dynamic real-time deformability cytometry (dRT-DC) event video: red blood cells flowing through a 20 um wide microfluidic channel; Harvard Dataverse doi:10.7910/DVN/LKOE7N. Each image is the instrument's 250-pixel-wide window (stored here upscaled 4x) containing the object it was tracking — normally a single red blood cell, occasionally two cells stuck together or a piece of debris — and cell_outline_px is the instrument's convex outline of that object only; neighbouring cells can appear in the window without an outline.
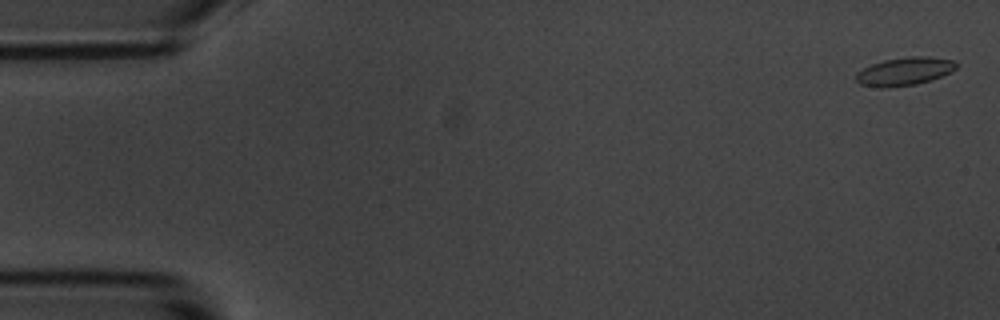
{"species": "common noctule bat (a hibernating species)", "species_latin": "Nyctalus noctula", "temperature_condition": "room temperature", "stored_images_in_passage": 9, "camera_frame_rate_fps": 3000, "um_per_image_px": 0.085, "animal": {"sex": "male", "body_mass_g": 20.1, "forearm_length_mm": 53.5}, "frame": {"image": 1, "passage_image": 1, "time_ms": 0.0, "image_size_px": [1000, 320], "cell_outline_px": [[956, 68], [940, 76], [916, 84], [888, 88], [880, 88], [860, 84], [856, 80], [856, 72], [872, 64], [884, 60], [908, 56], [928, 56], [956, 60]], "centroid_in_image_um": [76.85, 6.06], "position_along_channel_um": 8.1, "area_um2": 16.36}}
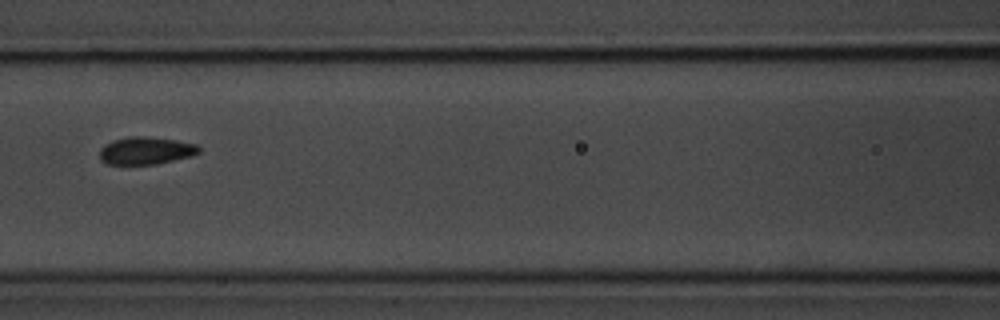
{"frame": {"image": 2, "passage_image": 8, "time_ms": 8.0, "image_size_px": [1000, 320], "cell_outline_px": [[200, 152], [192, 156], [156, 164], [108, 164], [100, 160], [100, 148], [104, 144], [112, 140], [128, 136], [140, 136], [176, 140], [196, 144], [200, 148]], "centroid_in_image_um": [12.38, 12.8], "position_along_channel_um": 154.2, "area_um2": 15.95}}
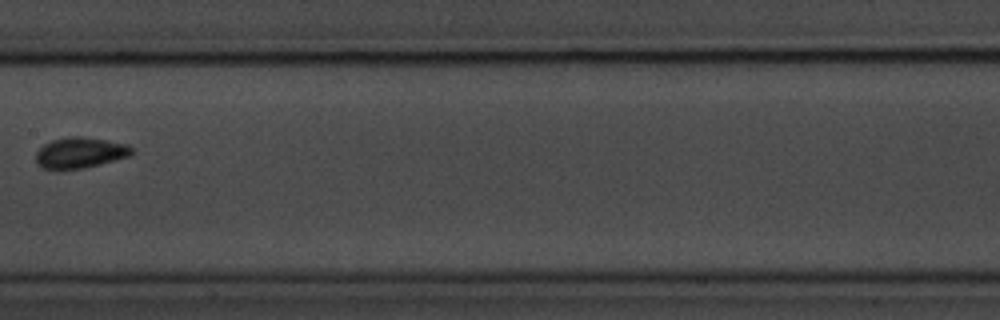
{"frame": {"image": 3, "passage_image": 9, "time_ms": 9.333, "image_size_px": [1000, 320], "cell_outline_px": [[132, 152], [128, 156], [100, 164], [84, 168], [56, 172], [40, 168], [36, 164], [36, 152], [44, 144], [52, 140], [72, 136], [80, 136], [108, 140], [128, 144], [132, 148]], "centroid_in_image_um": [6.73, 13.02], "position_along_channel_um": 200.7, "area_um2": 17.63}}